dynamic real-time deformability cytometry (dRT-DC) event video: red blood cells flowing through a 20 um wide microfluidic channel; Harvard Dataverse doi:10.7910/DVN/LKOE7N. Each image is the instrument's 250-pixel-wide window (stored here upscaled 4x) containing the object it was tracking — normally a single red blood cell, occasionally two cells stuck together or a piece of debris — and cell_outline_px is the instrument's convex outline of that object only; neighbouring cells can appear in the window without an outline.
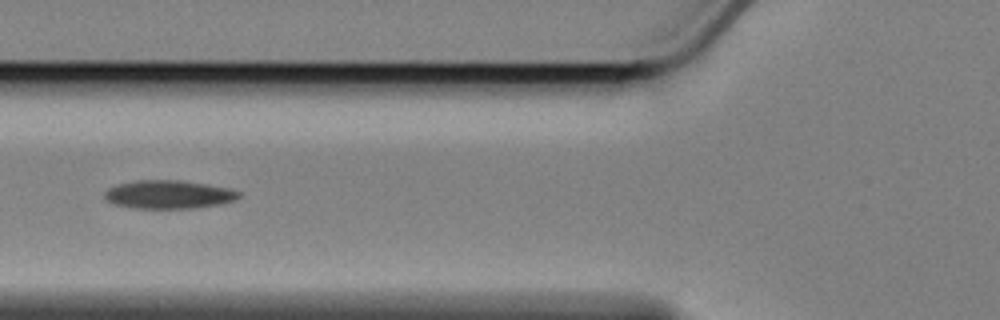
{"species": "Egyptian fruit bat (a non-hibernating species)", "species_latin": "Rousettus aegyptiacus", "temperature_condition": "cold", "stored_images_in_passage": 19, "camera_frame_rate_fps": 3000, "um_per_image_px": 0.085, "animal": {"sex": "female"}, "frame": {"image": 1, "passage_image": 6, "time_ms": 1.667, "image_size_px": [1000, 320], "cell_outline_px": [[240, 196], [236, 200], [220, 204], [196, 208], [132, 208], [112, 204], [104, 196], [104, 192], [108, 188], [120, 184], [136, 180], [180, 180], [228, 188], [240, 192]], "centroid_in_image_um": [14.33, 16.54], "position_along_channel_um": 111.5, "area_um2": 22.14}}
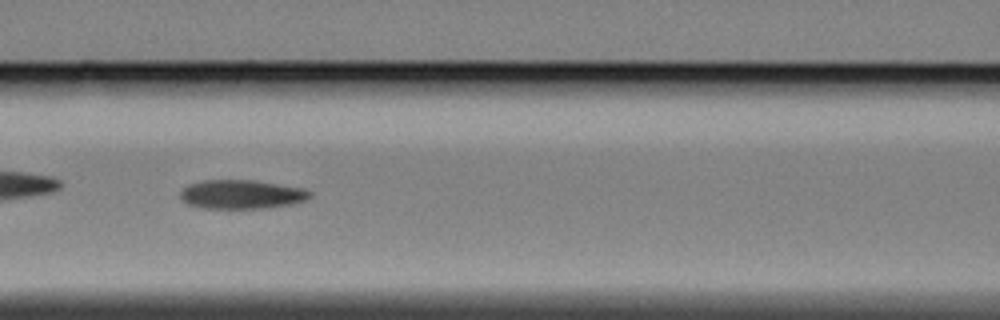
{"frame": {"image": 2, "passage_image": 9, "time_ms": 2.667, "image_size_px": [1000, 320], "cell_outline_px": [[312, 196], [308, 200], [292, 204], [268, 208], [204, 208], [188, 204], [180, 196], [180, 192], [188, 184], [204, 180], [252, 180], [300, 188], [312, 192]], "centroid_in_image_um": [20.55, 16.52], "position_along_channel_um": 146.1, "area_um2": 21.73}}
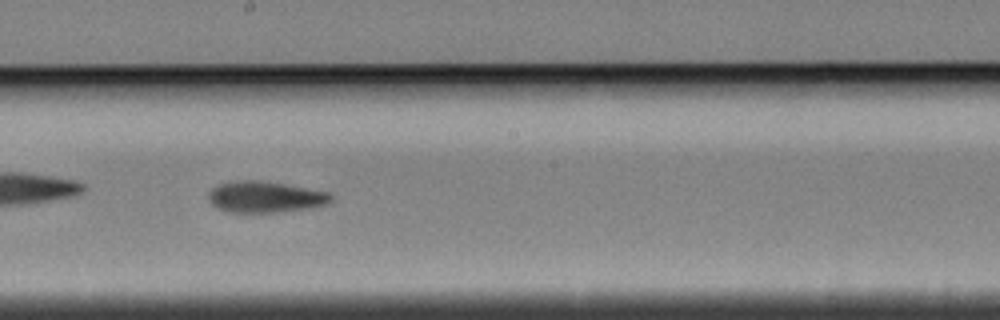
{"frame": {"image": 3, "passage_image": 16, "time_ms": 5.0, "image_size_px": [1000, 320], "cell_outline_px": [[332, 200], [328, 204], [312, 208], [276, 212], [228, 212], [216, 208], [208, 200], [208, 196], [212, 188], [220, 184], [236, 180], [260, 180], [284, 184], [328, 192], [332, 196]], "centroid_in_image_um": [22.53, 16.74], "position_along_channel_um": 225.7, "area_um2": 22.31}}